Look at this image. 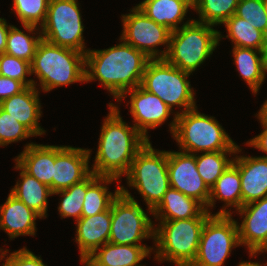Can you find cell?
<instances>
[{
  "mask_svg": "<svg viewBox=\"0 0 267 266\" xmlns=\"http://www.w3.org/2000/svg\"><path fill=\"white\" fill-rule=\"evenodd\" d=\"M120 42L106 49H89L85 54L86 83L99 81L117 101L126 91L141 85L150 60L142 51Z\"/></svg>",
  "mask_w": 267,
  "mask_h": 266,
  "instance_id": "obj_1",
  "label": "cell"
},
{
  "mask_svg": "<svg viewBox=\"0 0 267 266\" xmlns=\"http://www.w3.org/2000/svg\"><path fill=\"white\" fill-rule=\"evenodd\" d=\"M120 105L108 103L109 113L103 120L98 138V148L91 172L97 176H111L121 181L136 154L148 140L120 115Z\"/></svg>",
  "mask_w": 267,
  "mask_h": 266,
  "instance_id": "obj_2",
  "label": "cell"
},
{
  "mask_svg": "<svg viewBox=\"0 0 267 266\" xmlns=\"http://www.w3.org/2000/svg\"><path fill=\"white\" fill-rule=\"evenodd\" d=\"M31 75L39 80V83L33 80V85L44 93L61 86L86 83L85 54L42 39L31 63Z\"/></svg>",
  "mask_w": 267,
  "mask_h": 266,
  "instance_id": "obj_3",
  "label": "cell"
},
{
  "mask_svg": "<svg viewBox=\"0 0 267 266\" xmlns=\"http://www.w3.org/2000/svg\"><path fill=\"white\" fill-rule=\"evenodd\" d=\"M172 138L180 151L190 154L237 151L239 146L214 116L199 112L197 106L177 115Z\"/></svg>",
  "mask_w": 267,
  "mask_h": 266,
  "instance_id": "obj_4",
  "label": "cell"
},
{
  "mask_svg": "<svg viewBox=\"0 0 267 266\" xmlns=\"http://www.w3.org/2000/svg\"><path fill=\"white\" fill-rule=\"evenodd\" d=\"M207 218L159 221L154 225V259L176 266H191Z\"/></svg>",
  "mask_w": 267,
  "mask_h": 266,
  "instance_id": "obj_5",
  "label": "cell"
},
{
  "mask_svg": "<svg viewBox=\"0 0 267 266\" xmlns=\"http://www.w3.org/2000/svg\"><path fill=\"white\" fill-rule=\"evenodd\" d=\"M214 27L216 26L193 20L172 31L169 49L164 59L193 75L219 46V30Z\"/></svg>",
  "mask_w": 267,
  "mask_h": 266,
  "instance_id": "obj_6",
  "label": "cell"
},
{
  "mask_svg": "<svg viewBox=\"0 0 267 266\" xmlns=\"http://www.w3.org/2000/svg\"><path fill=\"white\" fill-rule=\"evenodd\" d=\"M124 176L128 187L137 190L144 199L147 213L152 214L170 188L167 151L154 149L148 141Z\"/></svg>",
  "mask_w": 267,
  "mask_h": 266,
  "instance_id": "obj_7",
  "label": "cell"
},
{
  "mask_svg": "<svg viewBox=\"0 0 267 266\" xmlns=\"http://www.w3.org/2000/svg\"><path fill=\"white\" fill-rule=\"evenodd\" d=\"M191 73L169 64L165 59H150L145 67L141 87L157 95L177 115L196 107L195 88L190 84Z\"/></svg>",
  "mask_w": 267,
  "mask_h": 266,
  "instance_id": "obj_8",
  "label": "cell"
},
{
  "mask_svg": "<svg viewBox=\"0 0 267 266\" xmlns=\"http://www.w3.org/2000/svg\"><path fill=\"white\" fill-rule=\"evenodd\" d=\"M120 190L111 204L112 221L108 242L147 246L143 240H154L155 223L125 186L121 185Z\"/></svg>",
  "mask_w": 267,
  "mask_h": 266,
  "instance_id": "obj_9",
  "label": "cell"
},
{
  "mask_svg": "<svg viewBox=\"0 0 267 266\" xmlns=\"http://www.w3.org/2000/svg\"><path fill=\"white\" fill-rule=\"evenodd\" d=\"M78 0H49L45 23L40 27L42 39L51 44L84 54V24Z\"/></svg>",
  "mask_w": 267,
  "mask_h": 266,
  "instance_id": "obj_10",
  "label": "cell"
},
{
  "mask_svg": "<svg viewBox=\"0 0 267 266\" xmlns=\"http://www.w3.org/2000/svg\"><path fill=\"white\" fill-rule=\"evenodd\" d=\"M239 246L237 220L232 214H211L204 223L191 266H223L233 248Z\"/></svg>",
  "mask_w": 267,
  "mask_h": 266,
  "instance_id": "obj_11",
  "label": "cell"
},
{
  "mask_svg": "<svg viewBox=\"0 0 267 266\" xmlns=\"http://www.w3.org/2000/svg\"><path fill=\"white\" fill-rule=\"evenodd\" d=\"M121 15V38L125 43L142 51L150 59H164L169 49L171 32L164 25L147 17L137 6ZM164 49H159V46Z\"/></svg>",
  "mask_w": 267,
  "mask_h": 266,
  "instance_id": "obj_12",
  "label": "cell"
},
{
  "mask_svg": "<svg viewBox=\"0 0 267 266\" xmlns=\"http://www.w3.org/2000/svg\"><path fill=\"white\" fill-rule=\"evenodd\" d=\"M127 96L130 97L127 105H130L129 112L133 117V125L148 141H150L148 131L163 125L171 114L174 116L168 126L170 134H173L176 127L177 114L172 112L171 108L162 99L157 95L147 92L141 86H137L126 91L116 102L121 103Z\"/></svg>",
  "mask_w": 267,
  "mask_h": 266,
  "instance_id": "obj_13",
  "label": "cell"
},
{
  "mask_svg": "<svg viewBox=\"0 0 267 266\" xmlns=\"http://www.w3.org/2000/svg\"><path fill=\"white\" fill-rule=\"evenodd\" d=\"M167 168L171 188L208 206L210 189L197 171L195 154L167 151Z\"/></svg>",
  "mask_w": 267,
  "mask_h": 266,
  "instance_id": "obj_14",
  "label": "cell"
},
{
  "mask_svg": "<svg viewBox=\"0 0 267 266\" xmlns=\"http://www.w3.org/2000/svg\"><path fill=\"white\" fill-rule=\"evenodd\" d=\"M92 149L54 145L52 193L71 187L90 173Z\"/></svg>",
  "mask_w": 267,
  "mask_h": 266,
  "instance_id": "obj_15",
  "label": "cell"
},
{
  "mask_svg": "<svg viewBox=\"0 0 267 266\" xmlns=\"http://www.w3.org/2000/svg\"><path fill=\"white\" fill-rule=\"evenodd\" d=\"M240 246H246L249 257L256 258L267 246V197L242 206L236 211Z\"/></svg>",
  "mask_w": 267,
  "mask_h": 266,
  "instance_id": "obj_16",
  "label": "cell"
},
{
  "mask_svg": "<svg viewBox=\"0 0 267 266\" xmlns=\"http://www.w3.org/2000/svg\"><path fill=\"white\" fill-rule=\"evenodd\" d=\"M241 148L238 146L233 162L238 166L242 206H244L267 197V159L241 155L243 153Z\"/></svg>",
  "mask_w": 267,
  "mask_h": 266,
  "instance_id": "obj_17",
  "label": "cell"
},
{
  "mask_svg": "<svg viewBox=\"0 0 267 266\" xmlns=\"http://www.w3.org/2000/svg\"><path fill=\"white\" fill-rule=\"evenodd\" d=\"M39 96V90L35 86H29L1 102V108L26 126L36 137L46 133L39 123L43 115Z\"/></svg>",
  "mask_w": 267,
  "mask_h": 266,
  "instance_id": "obj_18",
  "label": "cell"
},
{
  "mask_svg": "<svg viewBox=\"0 0 267 266\" xmlns=\"http://www.w3.org/2000/svg\"><path fill=\"white\" fill-rule=\"evenodd\" d=\"M36 219L43 218L11 193L0 205V229L10 241L19 236H36Z\"/></svg>",
  "mask_w": 267,
  "mask_h": 266,
  "instance_id": "obj_19",
  "label": "cell"
},
{
  "mask_svg": "<svg viewBox=\"0 0 267 266\" xmlns=\"http://www.w3.org/2000/svg\"><path fill=\"white\" fill-rule=\"evenodd\" d=\"M111 207L91 217H81L76 223L74 242L80 257H89L97 248L109 241L111 232Z\"/></svg>",
  "mask_w": 267,
  "mask_h": 266,
  "instance_id": "obj_20",
  "label": "cell"
},
{
  "mask_svg": "<svg viewBox=\"0 0 267 266\" xmlns=\"http://www.w3.org/2000/svg\"><path fill=\"white\" fill-rule=\"evenodd\" d=\"M151 215L158 222L189 218H208L211 214L196 199L170 187Z\"/></svg>",
  "mask_w": 267,
  "mask_h": 266,
  "instance_id": "obj_21",
  "label": "cell"
},
{
  "mask_svg": "<svg viewBox=\"0 0 267 266\" xmlns=\"http://www.w3.org/2000/svg\"><path fill=\"white\" fill-rule=\"evenodd\" d=\"M224 202L222 208L216 213L211 212L216 201ZM242 207L241 178L238 166L232 162L224 173L217 179L210 189L208 206L205 208L210 214L231 215ZM235 209V211H231Z\"/></svg>",
  "mask_w": 267,
  "mask_h": 266,
  "instance_id": "obj_22",
  "label": "cell"
},
{
  "mask_svg": "<svg viewBox=\"0 0 267 266\" xmlns=\"http://www.w3.org/2000/svg\"><path fill=\"white\" fill-rule=\"evenodd\" d=\"M13 160L26 173L47 185L52 192L54 145L27 143Z\"/></svg>",
  "mask_w": 267,
  "mask_h": 266,
  "instance_id": "obj_23",
  "label": "cell"
},
{
  "mask_svg": "<svg viewBox=\"0 0 267 266\" xmlns=\"http://www.w3.org/2000/svg\"><path fill=\"white\" fill-rule=\"evenodd\" d=\"M136 6L158 24L164 25L170 31L189 24L194 19L185 22L189 10L193 8L183 0H143ZM180 25V26H179Z\"/></svg>",
  "mask_w": 267,
  "mask_h": 266,
  "instance_id": "obj_24",
  "label": "cell"
},
{
  "mask_svg": "<svg viewBox=\"0 0 267 266\" xmlns=\"http://www.w3.org/2000/svg\"><path fill=\"white\" fill-rule=\"evenodd\" d=\"M153 247L107 242L97 248L89 258L98 266H145L141 262L145 258H150Z\"/></svg>",
  "mask_w": 267,
  "mask_h": 266,
  "instance_id": "obj_25",
  "label": "cell"
},
{
  "mask_svg": "<svg viewBox=\"0 0 267 266\" xmlns=\"http://www.w3.org/2000/svg\"><path fill=\"white\" fill-rule=\"evenodd\" d=\"M15 165V170L19 171V178L10 193L43 219L47 218L48 198L53 196L50 188L26 173L16 162Z\"/></svg>",
  "mask_w": 267,
  "mask_h": 266,
  "instance_id": "obj_26",
  "label": "cell"
},
{
  "mask_svg": "<svg viewBox=\"0 0 267 266\" xmlns=\"http://www.w3.org/2000/svg\"><path fill=\"white\" fill-rule=\"evenodd\" d=\"M122 182L111 176H97L91 172L86 177V195L84 196L82 217H91L108 210L114 199L121 192L118 184L115 192H110L109 184Z\"/></svg>",
  "mask_w": 267,
  "mask_h": 266,
  "instance_id": "obj_27",
  "label": "cell"
},
{
  "mask_svg": "<svg viewBox=\"0 0 267 266\" xmlns=\"http://www.w3.org/2000/svg\"><path fill=\"white\" fill-rule=\"evenodd\" d=\"M232 57L239 76L256 96L261 89L265 77L264 51L252 48L232 46Z\"/></svg>",
  "mask_w": 267,
  "mask_h": 266,
  "instance_id": "obj_28",
  "label": "cell"
},
{
  "mask_svg": "<svg viewBox=\"0 0 267 266\" xmlns=\"http://www.w3.org/2000/svg\"><path fill=\"white\" fill-rule=\"evenodd\" d=\"M223 25L227 35L219 31V43L221 39L228 38L234 47L252 48L264 51L267 48L265 34L253 27L247 20L232 15Z\"/></svg>",
  "mask_w": 267,
  "mask_h": 266,
  "instance_id": "obj_29",
  "label": "cell"
},
{
  "mask_svg": "<svg viewBox=\"0 0 267 266\" xmlns=\"http://www.w3.org/2000/svg\"><path fill=\"white\" fill-rule=\"evenodd\" d=\"M22 27L24 31L15 25L10 26L5 53L32 63L37 46L42 40L41 29L34 25L25 24Z\"/></svg>",
  "mask_w": 267,
  "mask_h": 266,
  "instance_id": "obj_30",
  "label": "cell"
},
{
  "mask_svg": "<svg viewBox=\"0 0 267 266\" xmlns=\"http://www.w3.org/2000/svg\"><path fill=\"white\" fill-rule=\"evenodd\" d=\"M233 154V155H232ZM236 151L200 152L195 154L197 171L211 189L233 162Z\"/></svg>",
  "mask_w": 267,
  "mask_h": 266,
  "instance_id": "obj_31",
  "label": "cell"
},
{
  "mask_svg": "<svg viewBox=\"0 0 267 266\" xmlns=\"http://www.w3.org/2000/svg\"><path fill=\"white\" fill-rule=\"evenodd\" d=\"M239 0H197L193 9L198 14L197 22L221 26L235 14Z\"/></svg>",
  "mask_w": 267,
  "mask_h": 266,
  "instance_id": "obj_32",
  "label": "cell"
},
{
  "mask_svg": "<svg viewBox=\"0 0 267 266\" xmlns=\"http://www.w3.org/2000/svg\"><path fill=\"white\" fill-rule=\"evenodd\" d=\"M52 195L61 196L57 211L63 218H74L75 222L82 217L83 201L86 195V178L69 188L56 191Z\"/></svg>",
  "mask_w": 267,
  "mask_h": 266,
  "instance_id": "obj_33",
  "label": "cell"
},
{
  "mask_svg": "<svg viewBox=\"0 0 267 266\" xmlns=\"http://www.w3.org/2000/svg\"><path fill=\"white\" fill-rule=\"evenodd\" d=\"M12 11L21 25L41 27L46 20L49 0H13Z\"/></svg>",
  "mask_w": 267,
  "mask_h": 266,
  "instance_id": "obj_34",
  "label": "cell"
},
{
  "mask_svg": "<svg viewBox=\"0 0 267 266\" xmlns=\"http://www.w3.org/2000/svg\"><path fill=\"white\" fill-rule=\"evenodd\" d=\"M35 135L0 107V147L26 140Z\"/></svg>",
  "mask_w": 267,
  "mask_h": 266,
  "instance_id": "obj_35",
  "label": "cell"
},
{
  "mask_svg": "<svg viewBox=\"0 0 267 266\" xmlns=\"http://www.w3.org/2000/svg\"><path fill=\"white\" fill-rule=\"evenodd\" d=\"M264 34L267 32V12L264 0H239L235 14Z\"/></svg>",
  "mask_w": 267,
  "mask_h": 266,
  "instance_id": "obj_36",
  "label": "cell"
},
{
  "mask_svg": "<svg viewBox=\"0 0 267 266\" xmlns=\"http://www.w3.org/2000/svg\"><path fill=\"white\" fill-rule=\"evenodd\" d=\"M0 75L22 82L26 87L34 86L31 76V63L8 55L0 54Z\"/></svg>",
  "mask_w": 267,
  "mask_h": 266,
  "instance_id": "obj_37",
  "label": "cell"
},
{
  "mask_svg": "<svg viewBox=\"0 0 267 266\" xmlns=\"http://www.w3.org/2000/svg\"><path fill=\"white\" fill-rule=\"evenodd\" d=\"M9 253V254H8ZM40 256H36L32 251L27 249L26 246L19 250L10 252L6 249L1 260L4 261L1 266H48L41 259Z\"/></svg>",
  "mask_w": 267,
  "mask_h": 266,
  "instance_id": "obj_38",
  "label": "cell"
},
{
  "mask_svg": "<svg viewBox=\"0 0 267 266\" xmlns=\"http://www.w3.org/2000/svg\"><path fill=\"white\" fill-rule=\"evenodd\" d=\"M26 86L17 80L0 75V101L19 94Z\"/></svg>",
  "mask_w": 267,
  "mask_h": 266,
  "instance_id": "obj_39",
  "label": "cell"
},
{
  "mask_svg": "<svg viewBox=\"0 0 267 266\" xmlns=\"http://www.w3.org/2000/svg\"><path fill=\"white\" fill-rule=\"evenodd\" d=\"M262 126V131L260 134L256 135L252 139L248 140L247 142L244 143L248 147H252L254 149H258V151H262L266 154L263 156H259L262 158L267 159V123H260Z\"/></svg>",
  "mask_w": 267,
  "mask_h": 266,
  "instance_id": "obj_40",
  "label": "cell"
},
{
  "mask_svg": "<svg viewBox=\"0 0 267 266\" xmlns=\"http://www.w3.org/2000/svg\"><path fill=\"white\" fill-rule=\"evenodd\" d=\"M5 18L0 17V54L5 53L7 35L11 24Z\"/></svg>",
  "mask_w": 267,
  "mask_h": 266,
  "instance_id": "obj_41",
  "label": "cell"
},
{
  "mask_svg": "<svg viewBox=\"0 0 267 266\" xmlns=\"http://www.w3.org/2000/svg\"><path fill=\"white\" fill-rule=\"evenodd\" d=\"M255 117H257L259 123H267V99L263 102Z\"/></svg>",
  "mask_w": 267,
  "mask_h": 266,
  "instance_id": "obj_42",
  "label": "cell"
},
{
  "mask_svg": "<svg viewBox=\"0 0 267 266\" xmlns=\"http://www.w3.org/2000/svg\"><path fill=\"white\" fill-rule=\"evenodd\" d=\"M237 266H267V261L264 264H260L259 262H252V261H241L238 263Z\"/></svg>",
  "mask_w": 267,
  "mask_h": 266,
  "instance_id": "obj_43",
  "label": "cell"
},
{
  "mask_svg": "<svg viewBox=\"0 0 267 266\" xmlns=\"http://www.w3.org/2000/svg\"><path fill=\"white\" fill-rule=\"evenodd\" d=\"M79 261L84 264V266H98L89 257H80Z\"/></svg>",
  "mask_w": 267,
  "mask_h": 266,
  "instance_id": "obj_44",
  "label": "cell"
},
{
  "mask_svg": "<svg viewBox=\"0 0 267 266\" xmlns=\"http://www.w3.org/2000/svg\"><path fill=\"white\" fill-rule=\"evenodd\" d=\"M265 77H267V48L264 50Z\"/></svg>",
  "mask_w": 267,
  "mask_h": 266,
  "instance_id": "obj_45",
  "label": "cell"
},
{
  "mask_svg": "<svg viewBox=\"0 0 267 266\" xmlns=\"http://www.w3.org/2000/svg\"><path fill=\"white\" fill-rule=\"evenodd\" d=\"M183 1L188 3L194 9L197 0H183Z\"/></svg>",
  "mask_w": 267,
  "mask_h": 266,
  "instance_id": "obj_46",
  "label": "cell"
},
{
  "mask_svg": "<svg viewBox=\"0 0 267 266\" xmlns=\"http://www.w3.org/2000/svg\"><path fill=\"white\" fill-rule=\"evenodd\" d=\"M5 250L6 249H3V247L0 248V262H1L2 258H3V255H4Z\"/></svg>",
  "mask_w": 267,
  "mask_h": 266,
  "instance_id": "obj_47",
  "label": "cell"
},
{
  "mask_svg": "<svg viewBox=\"0 0 267 266\" xmlns=\"http://www.w3.org/2000/svg\"><path fill=\"white\" fill-rule=\"evenodd\" d=\"M266 252L267 253V246L258 254L261 255L262 253Z\"/></svg>",
  "mask_w": 267,
  "mask_h": 266,
  "instance_id": "obj_48",
  "label": "cell"
},
{
  "mask_svg": "<svg viewBox=\"0 0 267 266\" xmlns=\"http://www.w3.org/2000/svg\"><path fill=\"white\" fill-rule=\"evenodd\" d=\"M265 7H266V12H267V0H264Z\"/></svg>",
  "mask_w": 267,
  "mask_h": 266,
  "instance_id": "obj_49",
  "label": "cell"
},
{
  "mask_svg": "<svg viewBox=\"0 0 267 266\" xmlns=\"http://www.w3.org/2000/svg\"><path fill=\"white\" fill-rule=\"evenodd\" d=\"M265 41H266V44H267V32L265 33Z\"/></svg>",
  "mask_w": 267,
  "mask_h": 266,
  "instance_id": "obj_50",
  "label": "cell"
}]
</instances>
